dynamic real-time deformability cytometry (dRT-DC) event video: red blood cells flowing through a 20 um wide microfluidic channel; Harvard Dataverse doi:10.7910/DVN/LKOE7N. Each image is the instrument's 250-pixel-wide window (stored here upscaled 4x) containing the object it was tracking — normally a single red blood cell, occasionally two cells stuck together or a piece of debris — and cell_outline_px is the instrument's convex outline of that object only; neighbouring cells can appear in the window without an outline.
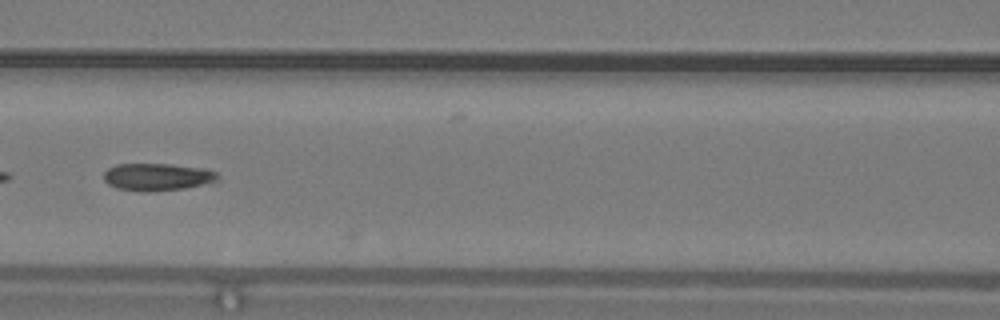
{"species": "common noctule bat (a hibernating species)", "species_latin": "Nyctalus noctula", "temperature_condition": "warm", "stored_images_in_passage": 31, "camera_frame_rate_fps": 3000, "um_per_image_px": 0.085, "animal": {"sex": "male", "body_mass_g": 19.2, "forearm_length_mm": 51.8}, "frame": {"image": 1, "passage_image": 10, "time_ms": 3.0, "image_size_px": [1000, 320], "cell_outline_px": [[220, 176], [216, 180], [184, 188], [152, 192], [140, 192], [116, 188], [108, 184], [104, 180], [104, 172], [108, 168], [116, 164], [168, 164], [208, 168], [216, 172]], "centroid_in_image_um": [13.34, 15.04], "position_along_channel_um": 153.3, "area_um2": 18.26}}